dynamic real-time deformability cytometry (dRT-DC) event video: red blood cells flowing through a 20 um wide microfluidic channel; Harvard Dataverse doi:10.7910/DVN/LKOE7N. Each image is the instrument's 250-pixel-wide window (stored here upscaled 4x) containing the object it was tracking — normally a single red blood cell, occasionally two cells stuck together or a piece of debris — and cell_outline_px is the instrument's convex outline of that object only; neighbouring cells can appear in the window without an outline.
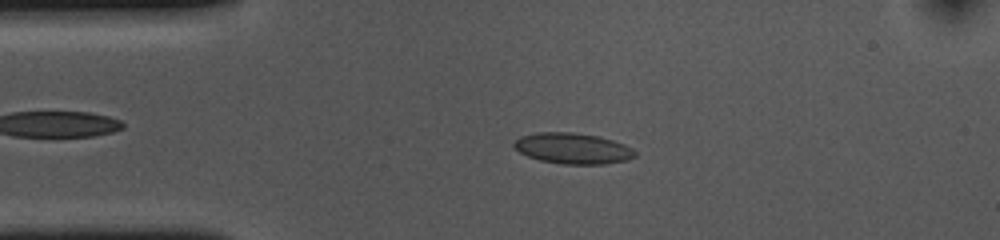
{"species": "common noctule bat (a hibernating species)", "species_latin": "Nyctalus noctula", "temperature_condition": "cold", "stored_images_in_passage": 53, "camera_frame_rate_fps": 3000, "um_per_image_px": 0.085, "animal": {"sex": "female", "body_mass_g": 10.0, "forearm_length_mm": 53.1}, "frame": {"image": 1, "passage_image": 10, "time_ms": 3.0, "image_size_px": [1000, 240], "cell_outline_px": [[636, 156], [628, 160], [604, 164], [560, 164], [540, 160], [528, 156], [520, 152], [512, 144], [520, 136], [536, 132], [572, 132], [600, 136], [624, 144], [632, 148], [636, 152]], "centroid_in_image_um": [48.7, 12.61], "position_along_channel_um": 36.3, "area_um2": 21.85}}
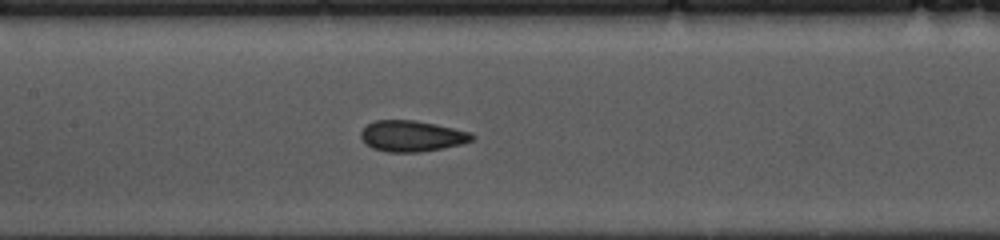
{"frame": {"image": 2, "passage_image": 23, "time_ms": 7.333, "image_size_px": [1000, 240], "cell_outline_px": [[476, 136], [472, 140], [460, 144], [444, 148], [420, 152], [388, 152], [372, 148], [364, 144], [360, 136], [360, 132], [368, 124], [376, 120], [416, 120], [436, 124], [472, 132]], "centroid_in_image_um": [35.0, 11.56], "position_along_channel_um": 172.4, "area_um2": 20.23}}
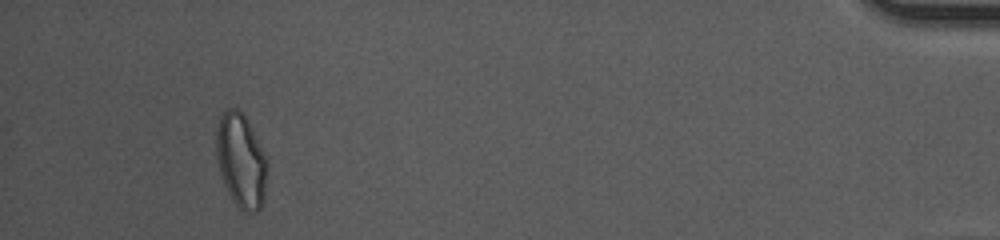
{"frame": {"image": 3, "passage_image": 49, "time_ms": 16.0, "image_size_px": [1000, 240], "cell_outline_px": [[268, 164], [264, 200], [260, 208], [256, 212], [244, 212], [232, 200], [220, 176], [216, 156], [216, 128], [220, 116], [228, 108], [240, 108], [268, 156]], "centroid_in_image_um": [20.5, 13.65], "position_along_channel_um": 414.7, "area_um2": 28.5}, "authors_computed_cell_mechanics": {"area_um2": 20.5768, "velocity_mm_per_s": 3.6557, "shape_relaxation_time_tau1_ms": 10.8755, "shape_relaxation_time_tau2_ms": 2.3082, "deformation_change_tau1": 0.1781, "deformation_change_tau2": 0.0713}}